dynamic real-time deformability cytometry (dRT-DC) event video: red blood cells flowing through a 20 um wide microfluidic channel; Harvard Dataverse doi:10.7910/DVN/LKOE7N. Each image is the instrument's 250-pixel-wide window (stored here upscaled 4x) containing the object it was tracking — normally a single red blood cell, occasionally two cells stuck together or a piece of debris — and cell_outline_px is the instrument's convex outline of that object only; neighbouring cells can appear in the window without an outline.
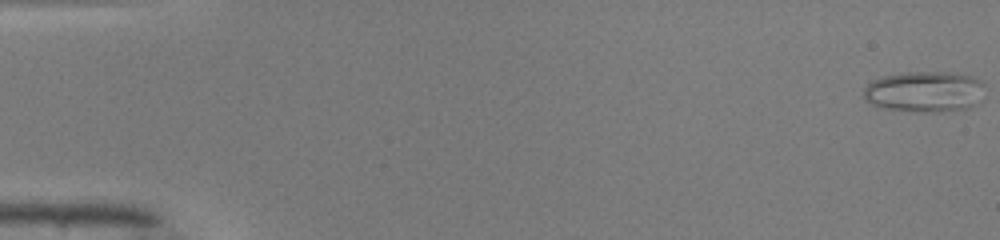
{"species": "common noctule bat (a hibernating species)", "species_latin": "Nyctalus noctula", "temperature_condition": "warm", "stored_images_in_passage": 49, "camera_frame_rate_fps": 3000, "um_per_image_px": 0.085, "animal": {"sex": "male", "body_mass_g": 19.0, "forearm_length_mm": 50.8}, "frame": {"image": 1, "passage_image": 1, "time_ms": 0.0, "image_size_px": [1000, 240], "cell_outline_px": [[984, 84], [972, 104], [968, 108], [944, 112], [920, 112], [888, 108], [876, 104], [868, 100], [864, 96], [864, 88], [872, 80], [884, 76], [908, 72], [948, 72], [972, 76], [980, 80]], "centroid_in_image_um": [78.56, 7.77], "position_along_channel_um": 6.4, "area_um2": 28.09}}
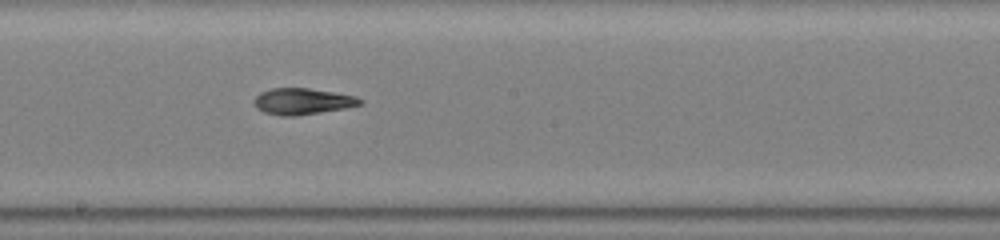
{"frame": {"image": 2, "passage_image": 28, "time_ms": 9.0, "image_size_px": [1000, 240], "cell_outline_px": [[364, 104], [344, 108], [296, 116], [280, 116], [264, 112], [256, 108], [252, 100], [260, 92], [272, 88], [308, 88], [356, 96], [364, 100]], "centroid_in_image_um": [25.69, 8.62], "position_along_channel_um": 222.5, "area_um2": 16.3}}
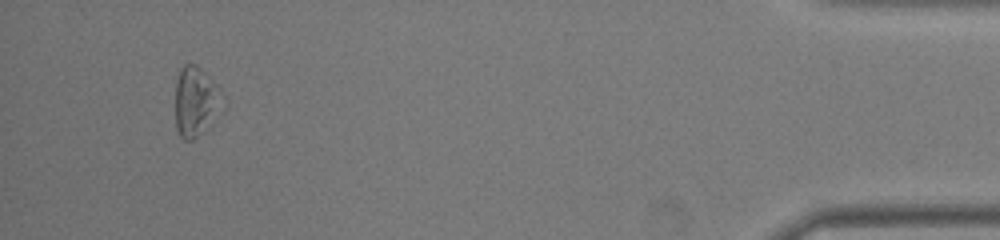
{"frame": {"image": 3, "passage_image": 47, "time_ms": 15.333, "image_size_px": [1000, 240], "cell_outline_px": [[228, 104], [224, 112], [212, 124], [192, 140], [184, 140], [180, 136], [176, 128], [176, 80], [180, 68], [184, 64], [196, 64], [200, 68], [228, 100]], "centroid_in_image_um": [16.72, 8.67], "position_along_channel_um": 418.5, "area_um2": 19.83}, "authors_computed_cell_mechanics": {"area_um2": 16.8776, "velocity_mm_per_s": 4.1626, "shape_relaxation_time_tau1_ms": null, "shape_relaxation_time_tau2_ms": 5.4332, "deformation_change_tau1": null, "deformation_change_tau2": 0.13}}